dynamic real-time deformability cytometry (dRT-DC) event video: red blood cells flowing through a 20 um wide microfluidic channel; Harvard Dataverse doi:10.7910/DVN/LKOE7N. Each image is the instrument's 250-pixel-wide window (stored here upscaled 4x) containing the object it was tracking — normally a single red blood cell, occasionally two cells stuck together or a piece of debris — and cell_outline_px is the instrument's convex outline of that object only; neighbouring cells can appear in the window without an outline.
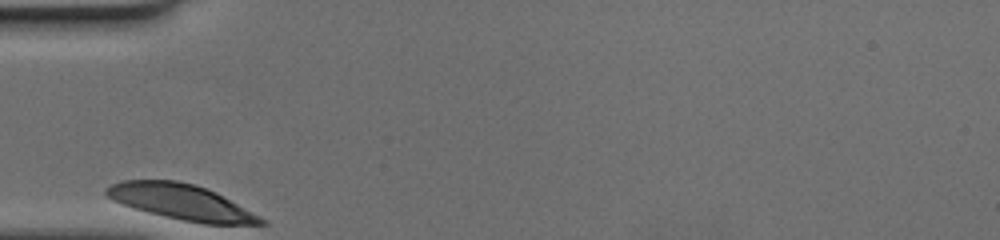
{"species": "human", "species_latin": "Homo sapiens", "temperature_condition": "cold", "stored_images_in_passage": 26, "camera_frame_rate_fps": 3000, "um_per_image_px": 0.085, "donor": {"sex": "female"}, "frame": {"image": 1, "passage_image": 1, "time_ms": 0.0, "image_size_px": [1000, 240], "cell_outline_px": [[268, 224], [204, 224], [184, 220], [148, 212], [112, 200], [104, 192], [104, 188], [120, 180], [176, 180], [192, 184], [216, 192], [268, 220]], "centroid_in_image_um": [15.43, 17.17], "position_along_channel_um": 69.6, "area_um2": 31.62}}
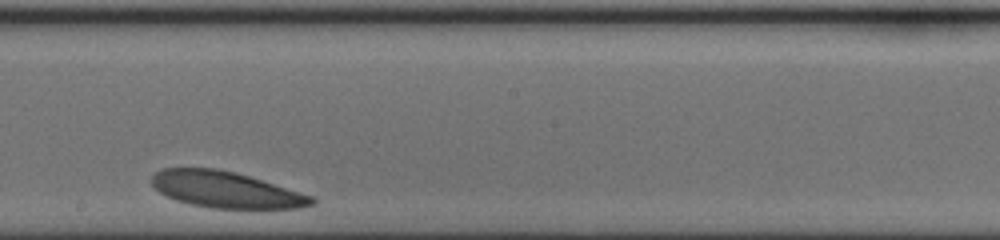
{"frame": {"image": 2, "passage_image": 15, "time_ms": 4.667, "image_size_px": [1000, 240], "cell_outline_px": [[316, 204], [300, 208], [208, 208], [176, 200], [160, 192], [152, 184], [152, 176], [156, 172], [164, 168], [216, 168], [236, 172], [316, 196]], "centroid_in_image_um": [19.27, 16.12], "position_along_channel_um": 228.9, "area_um2": 33.87}}
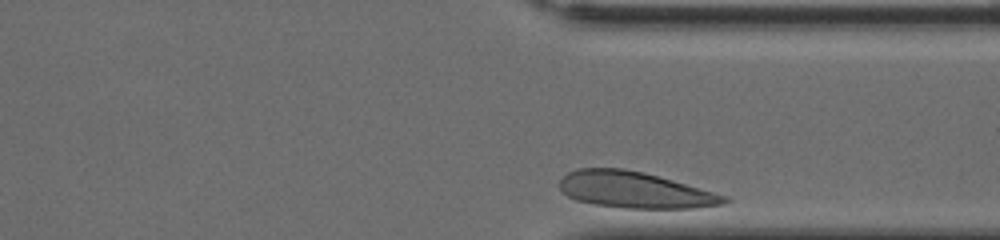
{"frame": {"image": 3, "passage_image": 26, "time_ms": 8.333, "image_size_px": [1000, 240], "cell_outline_px": [[732, 200], [724, 204], [692, 208], [624, 208], [596, 204], [576, 200], [560, 192], [560, 180], [568, 172], [576, 168], [624, 168], [644, 172], [728, 196]], "centroid_in_image_um": [53.95, 16.14], "position_along_channel_um": 357.5, "area_um2": 34.8}}